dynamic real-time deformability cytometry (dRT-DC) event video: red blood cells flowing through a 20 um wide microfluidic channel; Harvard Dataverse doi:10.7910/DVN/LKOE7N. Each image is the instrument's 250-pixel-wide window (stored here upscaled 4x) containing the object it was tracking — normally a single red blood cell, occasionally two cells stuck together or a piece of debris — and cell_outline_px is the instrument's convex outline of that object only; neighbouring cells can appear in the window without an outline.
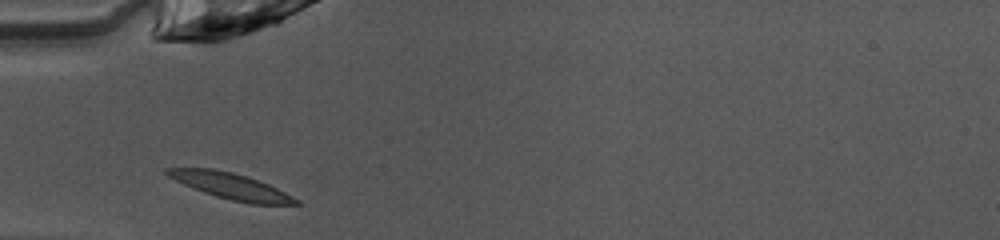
{"species": "common noctule bat (a hibernating species)", "species_latin": "Nyctalus noctula", "temperature_condition": "warm", "stored_images_in_passage": 28, "camera_frame_rate_fps": 3000, "um_per_image_px": 0.085, "animal": {"sex": "female", "body_mass_g": 10.0, "forearm_length_mm": 53.1}, "frame": {"image": 1, "passage_image": 1, "time_ms": 0.0, "image_size_px": [1000, 240], "cell_outline_px": [[300, 204], [252, 204], [232, 200], [216, 196], [204, 192], [184, 184], [168, 176], [164, 172], [164, 168], [212, 168], [232, 172], [268, 184], [300, 200]], "centroid_in_image_um": [19.61, 15.81], "position_along_channel_um": 65.4, "area_um2": 19.13}}
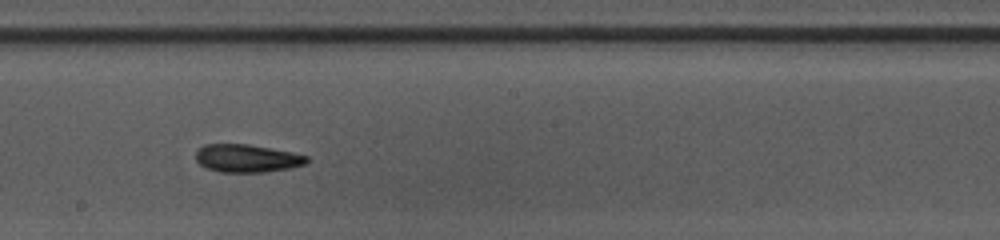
{"frame": {"image": 2, "passage_image": 13, "time_ms": 4.0, "image_size_px": [1000, 240], "cell_outline_px": [[308, 160], [304, 164], [288, 168], [264, 172], [220, 172], [204, 168], [196, 160], [196, 152], [204, 144], [248, 144], [292, 152], [308, 156]], "centroid_in_image_um": [20.96, 13.46], "position_along_channel_um": 227.2, "area_um2": 17.98}}
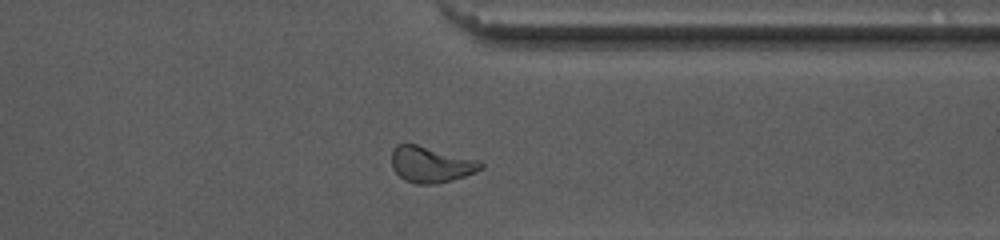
{"frame": {"image": 3, "passage_image": 24, "time_ms": 7.667, "image_size_px": [1000, 240], "cell_outline_px": [[484, 168], [476, 172], [440, 184], [416, 184], [404, 180], [392, 168], [392, 148], [396, 144], [416, 144], [480, 160], [484, 164]], "centroid_in_image_um": [36.64, 13.98], "position_along_channel_um": 374.8, "area_um2": 18.9}, "authors_computed_cell_mechanics": {"area_um2": 18.2937, "velocity_mm_per_s": 4.0601, "shape_relaxation_time_tau1_ms": 6.7188, "shape_relaxation_time_tau2_ms": 5.4321, "deformation_change_tau1": 0.1875, "deformation_change_tau2": 0.1209}}